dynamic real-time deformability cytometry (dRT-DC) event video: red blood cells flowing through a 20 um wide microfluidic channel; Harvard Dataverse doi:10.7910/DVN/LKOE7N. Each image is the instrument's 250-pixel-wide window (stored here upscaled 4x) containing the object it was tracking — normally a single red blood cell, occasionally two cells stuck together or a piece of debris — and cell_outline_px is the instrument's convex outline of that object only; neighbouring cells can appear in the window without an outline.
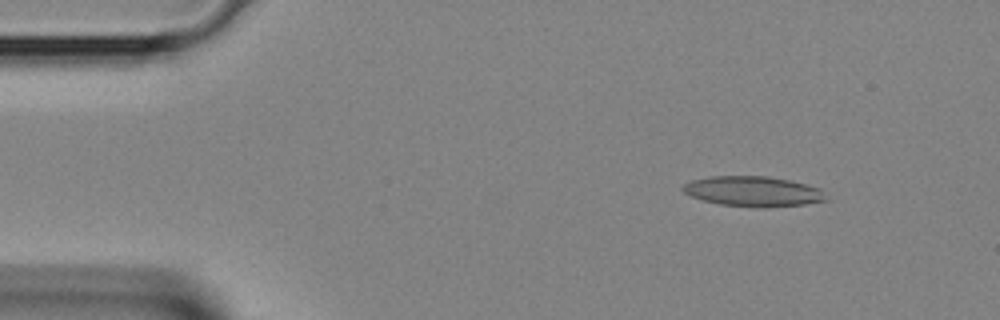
{"species": "Egyptian fruit bat (a non-hibernating species)", "species_latin": "Rousettus aegyptiacus", "temperature_condition": "room temperature", "stored_images_in_passage": 9, "camera_frame_rate_fps": 3000, "um_per_image_px": 0.085, "animal": {"sex": "female"}, "frame": {"image": 1, "passage_image": 3, "time_ms": 0.667, "image_size_px": [1000, 320], "cell_outline_px": [[832, 200], [804, 204], [764, 208], [752, 208], [720, 204], [704, 200], [692, 196], [684, 192], [680, 188], [684, 184], [692, 180], [708, 176], [768, 176], [788, 180], [820, 188]], "centroid_in_image_um": [64.05, 16.28], "position_along_channel_um": 20.9, "area_um2": 25.43}}